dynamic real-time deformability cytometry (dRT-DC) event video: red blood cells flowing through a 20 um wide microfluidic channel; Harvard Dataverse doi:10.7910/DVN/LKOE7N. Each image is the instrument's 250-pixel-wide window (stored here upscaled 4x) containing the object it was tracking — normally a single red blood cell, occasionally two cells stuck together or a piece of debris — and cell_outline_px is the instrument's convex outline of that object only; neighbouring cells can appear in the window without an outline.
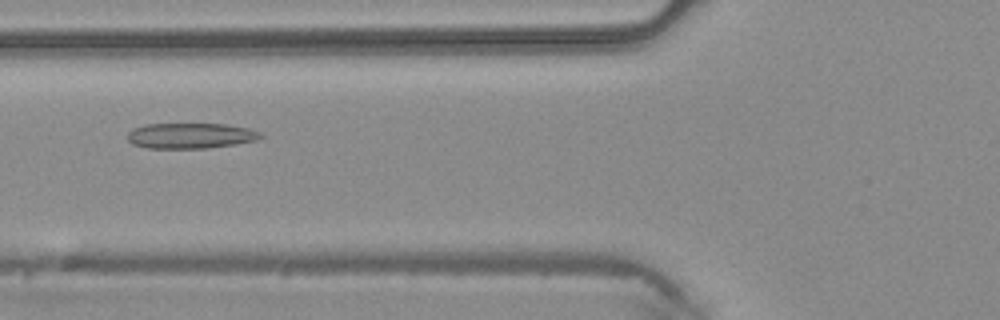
{"species": "common noctule bat (a hibernating species)", "species_latin": "Nyctalus noctula", "temperature_condition": "warm", "stored_images_in_passage": 33, "camera_frame_rate_fps": 3000, "um_per_image_px": 0.085, "animal": {"sex": "male", "body_mass_g": 20.4}, "frame": {"image": 1, "passage_image": 4, "time_ms": 1.0, "image_size_px": [1000, 320], "cell_outline_px": [[264, 136], [256, 140], [236, 144], [208, 148], [148, 148], [132, 144], [128, 140], [128, 132], [132, 128], [144, 124], [224, 124], [248, 128], [260, 132]], "centroid_in_image_um": [16.18, 11.53], "position_along_channel_um": 109.6, "area_um2": 19.83}}
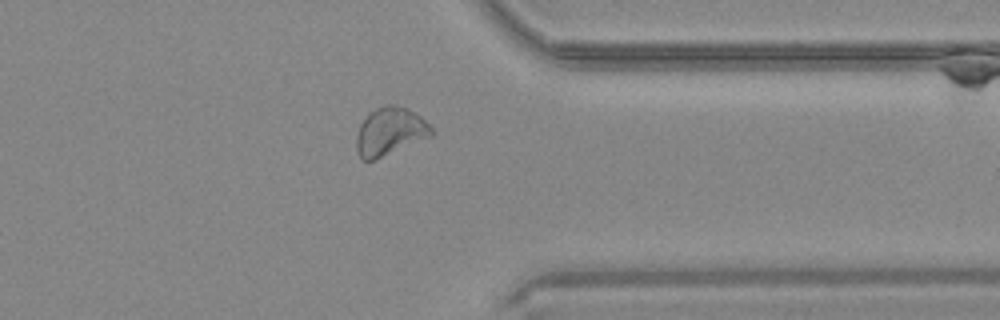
{"frame": {"image": 2, "passage_image": 23, "time_ms": 7.333, "image_size_px": [1000, 320], "cell_outline_px": [[432, 136], [376, 160], [364, 160], [360, 156], [356, 148], [356, 136], [360, 124], [368, 112], [376, 108], [388, 104], [392, 104], [408, 108], [420, 116], [432, 128]], "centroid_in_image_um": [33.13, 11.17], "position_along_channel_um": 378.3, "area_um2": 21.04}}
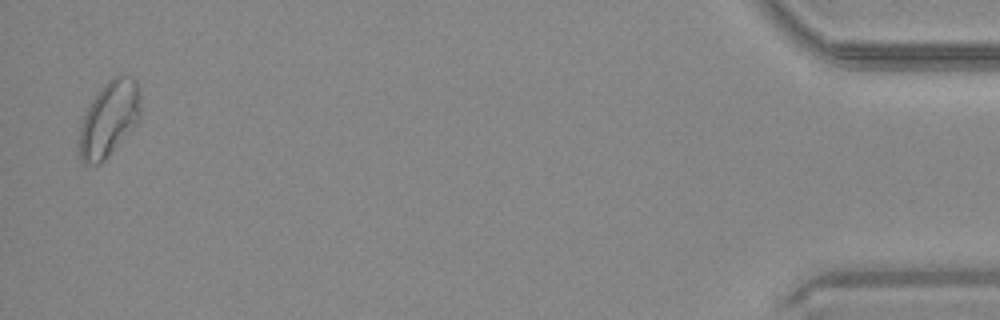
{"frame": {"image": 3, "passage_image": 32, "time_ms": 10.333, "image_size_px": [1000, 320], "cell_outline_px": [[140, 120], [108, 156], [100, 164], [84, 164], [80, 160], [76, 152], [76, 144], [80, 128], [88, 104], [100, 88], [112, 76], [120, 72], [124, 72], [132, 76], [136, 80], [140, 92]], "centroid_in_image_um": [9.25, 10.08], "position_along_channel_um": 426.0, "area_um2": 27.86}}